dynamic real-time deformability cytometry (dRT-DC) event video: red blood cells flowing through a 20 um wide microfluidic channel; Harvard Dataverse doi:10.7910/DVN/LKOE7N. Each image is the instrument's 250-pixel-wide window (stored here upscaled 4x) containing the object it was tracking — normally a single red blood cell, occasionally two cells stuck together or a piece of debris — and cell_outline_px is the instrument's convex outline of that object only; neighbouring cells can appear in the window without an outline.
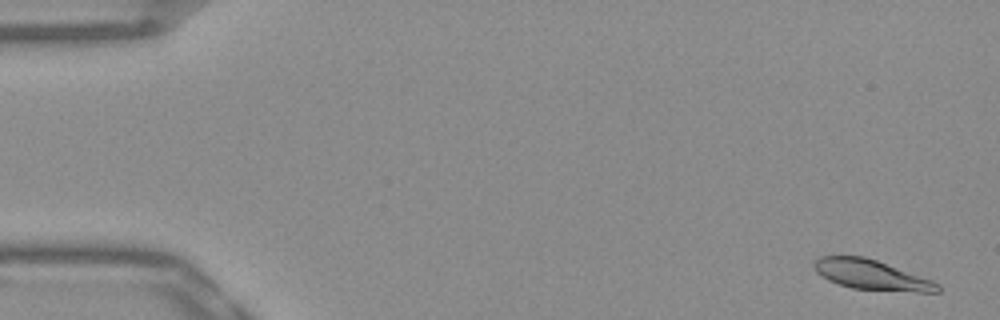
{"species": "Egyptian fruit bat (a non-hibernating species)", "species_latin": "Rousettus aegyptiacus", "temperature_condition": "warm", "stored_images_in_passage": 53, "camera_frame_rate_fps": 3000, "um_per_image_px": 0.085, "frame": {"image": 1, "passage_image": 2, "time_ms": 0.333, "image_size_px": [1000, 320], "cell_outline_px": [[940, 292], [916, 292], [852, 288], [828, 280], [816, 272], [812, 264], [820, 256], [864, 256], [876, 260], [932, 280], [940, 284]], "centroid_in_image_um": [74.07, 23.36], "position_along_channel_um": 10.9, "area_um2": 21.33}}
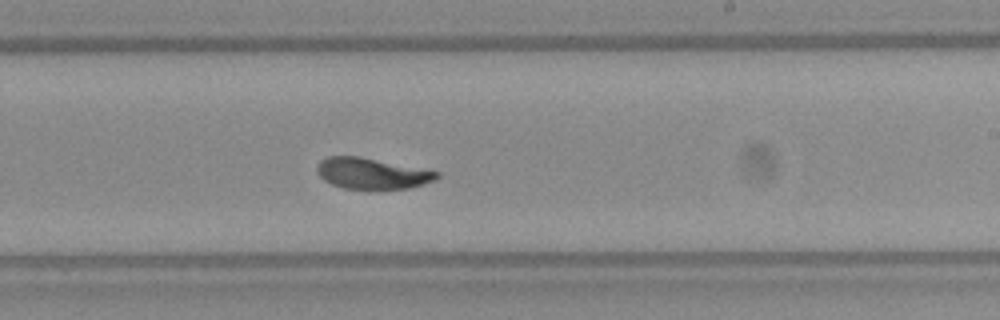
{"frame": {"image": 2, "passage_image": 32, "time_ms": 10.333, "image_size_px": [1000, 320], "cell_outline_px": [[440, 176], [436, 180], [424, 184], [408, 188], [376, 192], [344, 188], [332, 184], [324, 180], [316, 172], [316, 164], [320, 160], [328, 156], [360, 156], [440, 172]], "centroid_in_image_um": [31.61, 14.78], "position_along_channel_um": 257.4, "area_um2": 22.43}}
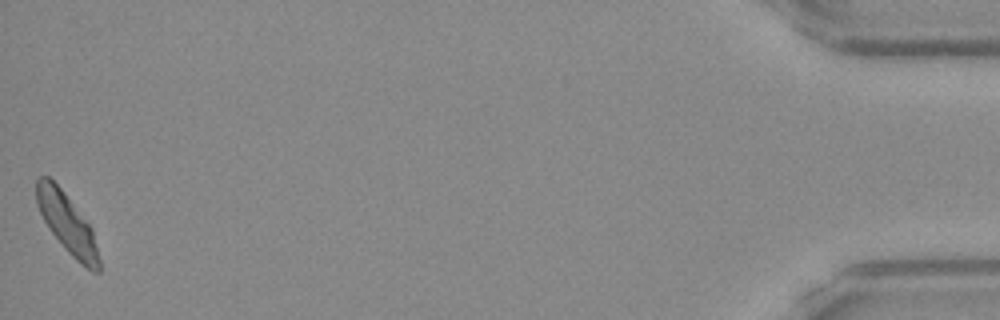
{"frame": {"image": 3, "passage_image": 53, "time_ms": 17.333, "image_size_px": [1000, 320], "cell_outline_px": [[100, 272], [92, 272], [80, 264], [64, 248], [48, 228], [36, 204], [36, 180], [40, 176], [48, 176], [64, 192], [92, 228], [100, 260]], "centroid_in_image_um": [5.71, 19.01], "position_along_channel_um": 429.5, "area_um2": 21.62}, "authors_computed_cell_mechanics": {"area_um2": 22.3686, "velocity_mm_per_s": 3.8126, "shape_relaxation_time_tau1_ms": 3.506, "shape_relaxation_time_tau2_ms": 1.7096, "deformation_change_tau1": 0.1365, "deformation_change_tau2": 0.0513}}